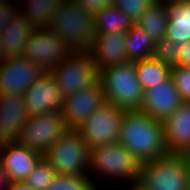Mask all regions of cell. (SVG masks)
<instances>
[{
    "instance_id": "obj_35",
    "label": "cell",
    "mask_w": 190,
    "mask_h": 190,
    "mask_svg": "<svg viewBox=\"0 0 190 190\" xmlns=\"http://www.w3.org/2000/svg\"><path fill=\"white\" fill-rule=\"evenodd\" d=\"M186 160L187 177H188V190H190V151L183 153Z\"/></svg>"
},
{
    "instance_id": "obj_31",
    "label": "cell",
    "mask_w": 190,
    "mask_h": 190,
    "mask_svg": "<svg viewBox=\"0 0 190 190\" xmlns=\"http://www.w3.org/2000/svg\"><path fill=\"white\" fill-rule=\"evenodd\" d=\"M20 12V8L10 0H0V33Z\"/></svg>"
},
{
    "instance_id": "obj_3",
    "label": "cell",
    "mask_w": 190,
    "mask_h": 190,
    "mask_svg": "<svg viewBox=\"0 0 190 190\" xmlns=\"http://www.w3.org/2000/svg\"><path fill=\"white\" fill-rule=\"evenodd\" d=\"M106 102L127 111L140 110L144 90L138 81L134 61L110 66L99 71Z\"/></svg>"
},
{
    "instance_id": "obj_32",
    "label": "cell",
    "mask_w": 190,
    "mask_h": 190,
    "mask_svg": "<svg viewBox=\"0 0 190 190\" xmlns=\"http://www.w3.org/2000/svg\"><path fill=\"white\" fill-rule=\"evenodd\" d=\"M82 5V7L89 12L96 14L98 11L106 6L113 4L112 0H74Z\"/></svg>"
},
{
    "instance_id": "obj_33",
    "label": "cell",
    "mask_w": 190,
    "mask_h": 190,
    "mask_svg": "<svg viewBox=\"0 0 190 190\" xmlns=\"http://www.w3.org/2000/svg\"><path fill=\"white\" fill-rule=\"evenodd\" d=\"M6 190H35L26 184L24 181L7 182Z\"/></svg>"
},
{
    "instance_id": "obj_23",
    "label": "cell",
    "mask_w": 190,
    "mask_h": 190,
    "mask_svg": "<svg viewBox=\"0 0 190 190\" xmlns=\"http://www.w3.org/2000/svg\"><path fill=\"white\" fill-rule=\"evenodd\" d=\"M168 19L167 0H158L137 23L157 42L166 37Z\"/></svg>"
},
{
    "instance_id": "obj_13",
    "label": "cell",
    "mask_w": 190,
    "mask_h": 190,
    "mask_svg": "<svg viewBox=\"0 0 190 190\" xmlns=\"http://www.w3.org/2000/svg\"><path fill=\"white\" fill-rule=\"evenodd\" d=\"M23 98L29 117L63 111L65 97L50 72H45L37 78L26 90Z\"/></svg>"
},
{
    "instance_id": "obj_18",
    "label": "cell",
    "mask_w": 190,
    "mask_h": 190,
    "mask_svg": "<svg viewBox=\"0 0 190 190\" xmlns=\"http://www.w3.org/2000/svg\"><path fill=\"white\" fill-rule=\"evenodd\" d=\"M165 142L169 153L183 154L190 151V102L184 101L163 122Z\"/></svg>"
},
{
    "instance_id": "obj_15",
    "label": "cell",
    "mask_w": 190,
    "mask_h": 190,
    "mask_svg": "<svg viewBox=\"0 0 190 190\" xmlns=\"http://www.w3.org/2000/svg\"><path fill=\"white\" fill-rule=\"evenodd\" d=\"M43 157L37 151L19 145L17 142L0 145V165L7 181H24Z\"/></svg>"
},
{
    "instance_id": "obj_20",
    "label": "cell",
    "mask_w": 190,
    "mask_h": 190,
    "mask_svg": "<svg viewBox=\"0 0 190 190\" xmlns=\"http://www.w3.org/2000/svg\"><path fill=\"white\" fill-rule=\"evenodd\" d=\"M169 19L166 39L174 43H187L190 41V1L178 2L167 0Z\"/></svg>"
},
{
    "instance_id": "obj_4",
    "label": "cell",
    "mask_w": 190,
    "mask_h": 190,
    "mask_svg": "<svg viewBox=\"0 0 190 190\" xmlns=\"http://www.w3.org/2000/svg\"><path fill=\"white\" fill-rule=\"evenodd\" d=\"M130 183L139 181L140 162L119 142L91 148L89 173Z\"/></svg>"
},
{
    "instance_id": "obj_30",
    "label": "cell",
    "mask_w": 190,
    "mask_h": 190,
    "mask_svg": "<svg viewBox=\"0 0 190 190\" xmlns=\"http://www.w3.org/2000/svg\"><path fill=\"white\" fill-rule=\"evenodd\" d=\"M171 78L183 101L190 102V68L181 65L171 68Z\"/></svg>"
},
{
    "instance_id": "obj_25",
    "label": "cell",
    "mask_w": 190,
    "mask_h": 190,
    "mask_svg": "<svg viewBox=\"0 0 190 190\" xmlns=\"http://www.w3.org/2000/svg\"><path fill=\"white\" fill-rule=\"evenodd\" d=\"M135 66L138 81L144 91L164 82L171 76V68L154 57L136 61Z\"/></svg>"
},
{
    "instance_id": "obj_1",
    "label": "cell",
    "mask_w": 190,
    "mask_h": 190,
    "mask_svg": "<svg viewBox=\"0 0 190 190\" xmlns=\"http://www.w3.org/2000/svg\"><path fill=\"white\" fill-rule=\"evenodd\" d=\"M119 143L143 164L169 154L163 123L141 112L126 111Z\"/></svg>"
},
{
    "instance_id": "obj_19",
    "label": "cell",
    "mask_w": 190,
    "mask_h": 190,
    "mask_svg": "<svg viewBox=\"0 0 190 190\" xmlns=\"http://www.w3.org/2000/svg\"><path fill=\"white\" fill-rule=\"evenodd\" d=\"M35 28L19 12L0 33L4 58L24 56V48Z\"/></svg>"
},
{
    "instance_id": "obj_37",
    "label": "cell",
    "mask_w": 190,
    "mask_h": 190,
    "mask_svg": "<svg viewBox=\"0 0 190 190\" xmlns=\"http://www.w3.org/2000/svg\"><path fill=\"white\" fill-rule=\"evenodd\" d=\"M130 184L126 190H147L139 181Z\"/></svg>"
},
{
    "instance_id": "obj_8",
    "label": "cell",
    "mask_w": 190,
    "mask_h": 190,
    "mask_svg": "<svg viewBox=\"0 0 190 190\" xmlns=\"http://www.w3.org/2000/svg\"><path fill=\"white\" fill-rule=\"evenodd\" d=\"M126 111L106 102L91 113L87 121L77 129L89 149L119 142Z\"/></svg>"
},
{
    "instance_id": "obj_2",
    "label": "cell",
    "mask_w": 190,
    "mask_h": 190,
    "mask_svg": "<svg viewBox=\"0 0 190 190\" xmlns=\"http://www.w3.org/2000/svg\"><path fill=\"white\" fill-rule=\"evenodd\" d=\"M50 28L72 51H90L96 35L95 14L74 0H65L56 9Z\"/></svg>"
},
{
    "instance_id": "obj_34",
    "label": "cell",
    "mask_w": 190,
    "mask_h": 190,
    "mask_svg": "<svg viewBox=\"0 0 190 190\" xmlns=\"http://www.w3.org/2000/svg\"><path fill=\"white\" fill-rule=\"evenodd\" d=\"M180 65L190 68V41L186 43V48Z\"/></svg>"
},
{
    "instance_id": "obj_28",
    "label": "cell",
    "mask_w": 190,
    "mask_h": 190,
    "mask_svg": "<svg viewBox=\"0 0 190 190\" xmlns=\"http://www.w3.org/2000/svg\"><path fill=\"white\" fill-rule=\"evenodd\" d=\"M46 190H98V188L89 176H57Z\"/></svg>"
},
{
    "instance_id": "obj_21",
    "label": "cell",
    "mask_w": 190,
    "mask_h": 190,
    "mask_svg": "<svg viewBox=\"0 0 190 190\" xmlns=\"http://www.w3.org/2000/svg\"><path fill=\"white\" fill-rule=\"evenodd\" d=\"M65 0H25L20 13L35 28H50L56 9ZM23 8V9H22Z\"/></svg>"
},
{
    "instance_id": "obj_38",
    "label": "cell",
    "mask_w": 190,
    "mask_h": 190,
    "mask_svg": "<svg viewBox=\"0 0 190 190\" xmlns=\"http://www.w3.org/2000/svg\"><path fill=\"white\" fill-rule=\"evenodd\" d=\"M4 52L2 49L1 37H0V63L4 60Z\"/></svg>"
},
{
    "instance_id": "obj_24",
    "label": "cell",
    "mask_w": 190,
    "mask_h": 190,
    "mask_svg": "<svg viewBox=\"0 0 190 190\" xmlns=\"http://www.w3.org/2000/svg\"><path fill=\"white\" fill-rule=\"evenodd\" d=\"M134 22L113 4L106 6L95 14L96 33H126Z\"/></svg>"
},
{
    "instance_id": "obj_14",
    "label": "cell",
    "mask_w": 190,
    "mask_h": 190,
    "mask_svg": "<svg viewBox=\"0 0 190 190\" xmlns=\"http://www.w3.org/2000/svg\"><path fill=\"white\" fill-rule=\"evenodd\" d=\"M183 102L170 76L164 82L144 91L140 111L163 123Z\"/></svg>"
},
{
    "instance_id": "obj_5",
    "label": "cell",
    "mask_w": 190,
    "mask_h": 190,
    "mask_svg": "<svg viewBox=\"0 0 190 190\" xmlns=\"http://www.w3.org/2000/svg\"><path fill=\"white\" fill-rule=\"evenodd\" d=\"M89 147L77 129H68L43 155L57 176L89 175Z\"/></svg>"
},
{
    "instance_id": "obj_11",
    "label": "cell",
    "mask_w": 190,
    "mask_h": 190,
    "mask_svg": "<svg viewBox=\"0 0 190 190\" xmlns=\"http://www.w3.org/2000/svg\"><path fill=\"white\" fill-rule=\"evenodd\" d=\"M44 73L24 56L5 58L0 63V95L23 96Z\"/></svg>"
},
{
    "instance_id": "obj_26",
    "label": "cell",
    "mask_w": 190,
    "mask_h": 190,
    "mask_svg": "<svg viewBox=\"0 0 190 190\" xmlns=\"http://www.w3.org/2000/svg\"><path fill=\"white\" fill-rule=\"evenodd\" d=\"M185 48V43L178 44L164 38L156 42L153 57L170 68L177 67L181 64Z\"/></svg>"
},
{
    "instance_id": "obj_36",
    "label": "cell",
    "mask_w": 190,
    "mask_h": 190,
    "mask_svg": "<svg viewBox=\"0 0 190 190\" xmlns=\"http://www.w3.org/2000/svg\"><path fill=\"white\" fill-rule=\"evenodd\" d=\"M7 177L6 174L0 165V190H6V185H7Z\"/></svg>"
},
{
    "instance_id": "obj_27",
    "label": "cell",
    "mask_w": 190,
    "mask_h": 190,
    "mask_svg": "<svg viewBox=\"0 0 190 190\" xmlns=\"http://www.w3.org/2000/svg\"><path fill=\"white\" fill-rule=\"evenodd\" d=\"M56 177L57 174L52 166L42 157L24 182L35 190H46Z\"/></svg>"
},
{
    "instance_id": "obj_29",
    "label": "cell",
    "mask_w": 190,
    "mask_h": 190,
    "mask_svg": "<svg viewBox=\"0 0 190 190\" xmlns=\"http://www.w3.org/2000/svg\"><path fill=\"white\" fill-rule=\"evenodd\" d=\"M158 0H114L113 5L137 23L144 13Z\"/></svg>"
},
{
    "instance_id": "obj_22",
    "label": "cell",
    "mask_w": 190,
    "mask_h": 190,
    "mask_svg": "<svg viewBox=\"0 0 190 190\" xmlns=\"http://www.w3.org/2000/svg\"><path fill=\"white\" fill-rule=\"evenodd\" d=\"M125 44L129 60L136 62L152 58L156 42L138 23H134L126 32Z\"/></svg>"
},
{
    "instance_id": "obj_10",
    "label": "cell",
    "mask_w": 190,
    "mask_h": 190,
    "mask_svg": "<svg viewBox=\"0 0 190 190\" xmlns=\"http://www.w3.org/2000/svg\"><path fill=\"white\" fill-rule=\"evenodd\" d=\"M73 51L51 28L35 29L24 48V57L50 72Z\"/></svg>"
},
{
    "instance_id": "obj_16",
    "label": "cell",
    "mask_w": 190,
    "mask_h": 190,
    "mask_svg": "<svg viewBox=\"0 0 190 190\" xmlns=\"http://www.w3.org/2000/svg\"><path fill=\"white\" fill-rule=\"evenodd\" d=\"M28 119L23 96L0 95V145L17 142Z\"/></svg>"
},
{
    "instance_id": "obj_9",
    "label": "cell",
    "mask_w": 190,
    "mask_h": 190,
    "mask_svg": "<svg viewBox=\"0 0 190 190\" xmlns=\"http://www.w3.org/2000/svg\"><path fill=\"white\" fill-rule=\"evenodd\" d=\"M67 130L62 112L31 116L24 124L17 143L44 155Z\"/></svg>"
},
{
    "instance_id": "obj_39",
    "label": "cell",
    "mask_w": 190,
    "mask_h": 190,
    "mask_svg": "<svg viewBox=\"0 0 190 190\" xmlns=\"http://www.w3.org/2000/svg\"><path fill=\"white\" fill-rule=\"evenodd\" d=\"M168 1L188 2L190 0H168Z\"/></svg>"
},
{
    "instance_id": "obj_7",
    "label": "cell",
    "mask_w": 190,
    "mask_h": 190,
    "mask_svg": "<svg viewBox=\"0 0 190 190\" xmlns=\"http://www.w3.org/2000/svg\"><path fill=\"white\" fill-rule=\"evenodd\" d=\"M50 73L64 97L90 87L99 79V71L89 51H73Z\"/></svg>"
},
{
    "instance_id": "obj_6",
    "label": "cell",
    "mask_w": 190,
    "mask_h": 190,
    "mask_svg": "<svg viewBox=\"0 0 190 190\" xmlns=\"http://www.w3.org/2000/svg\"><path fill=\"white\" fill-rule=\"evenodd\" d=\"M139 182L147 190H188L184 155L169 153L141 164Z\"/></svg>"
},
{
    "instance_id": "obj_17",
    "label": "cell",
    "mask_w": 190,
    "mask_h": 190,
    "mask_svg": "<svg viewBox=\"0 0 190 190\" xmlns=\"http://www.w3.org/2000/svg\"><path fill=\"white\" fill-rule=\"evenodd\" d=\"M125 39L126 33H96L89 52L95 60L98 71L130 61L126 54Z\"/></svg>"
},
{
    "instance_id": "obj_12",
    "label": "cell",
    "mask_w": 190,
    "mask_h": 190,
    "mask_svg": "<svg viewBox=\"0 0 190 190\" xmlns=\"http://www.w3.org/2000/svg\"><path fill=\"white\" fill-rule=\"evenodd\" d=\"M106 103L100 81L65 97L62 111L68 129H78L91 113Z\"/></svg>"
}]
</instances>
